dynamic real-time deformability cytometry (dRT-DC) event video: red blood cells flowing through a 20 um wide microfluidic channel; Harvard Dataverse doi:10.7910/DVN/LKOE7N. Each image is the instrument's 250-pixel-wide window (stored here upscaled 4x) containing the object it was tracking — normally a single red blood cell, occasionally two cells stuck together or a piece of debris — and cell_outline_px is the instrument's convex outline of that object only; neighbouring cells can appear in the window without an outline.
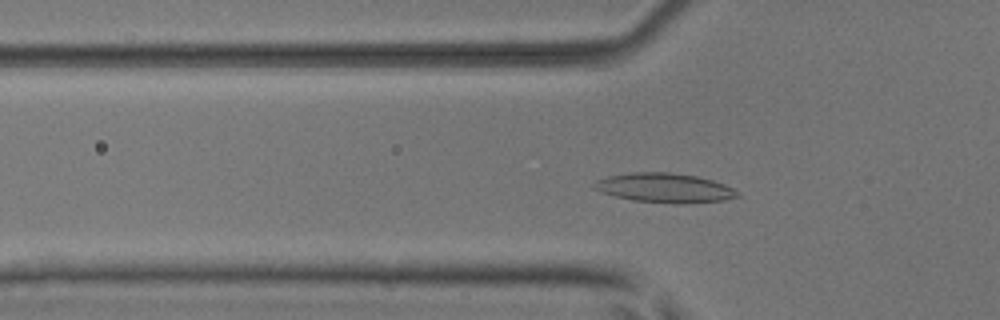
{"species": "common noctule bat (a hibernating species)", "species_latin": "Nyctalus noctula", "temperature_condition": "room temperature", "stored_images_in_passage": 40, "camera_frame_rate_fps": 3000, "um_per_image_px": 0.085, "animal": {"sex": "male", "body_mass_g": 17.9, "forearm_length_mm": 54.2}, "frame": {"image": 1, "passage_image": 15, "time_ms": 4.667, "image_size_px": [1000, 320], "cell_outline_px": [[740, 196], [724, 200], [684, 204], [680, 204], [632, 200], [600, 192], [592, 188], [592, 184], [596, 180], [608, 176], [632, 172], [668, 172], [696, 176], [712, 180], [724, 184], [740, 192]], "centroid_in_image_um": [56.48, 15.97], "position_along_channel_um": 69.3, "area_um2": 24.62}}
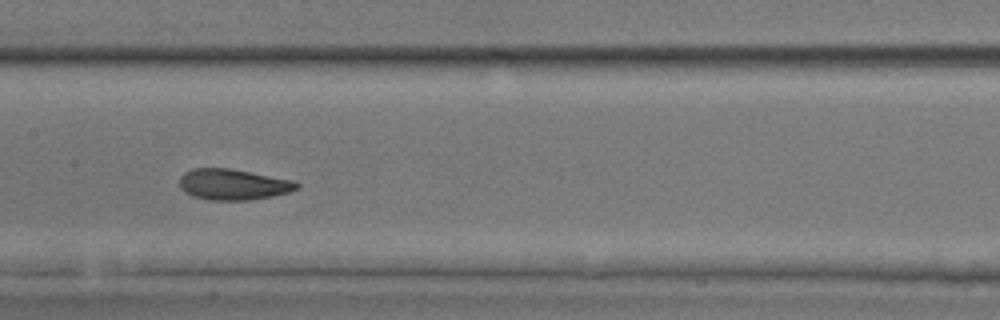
{"frame": {"image": 2, "passage_image": 24, "time_ms": 7.667, "image_size_px": [1000, 320], "cell_outline_px": [[300, 184], [296, 188], [288, 192], [272, 196], [248, 200], [208, 200], [192, 196], [184, 192], [180, 188], [180, 176], [184, 172], [192, 168], [232, 168], [296, 180]], "centroid_in_image_um": [19.81, 15.66], "position_along_channel_um": 187.6, "area_um2": 21.39}}
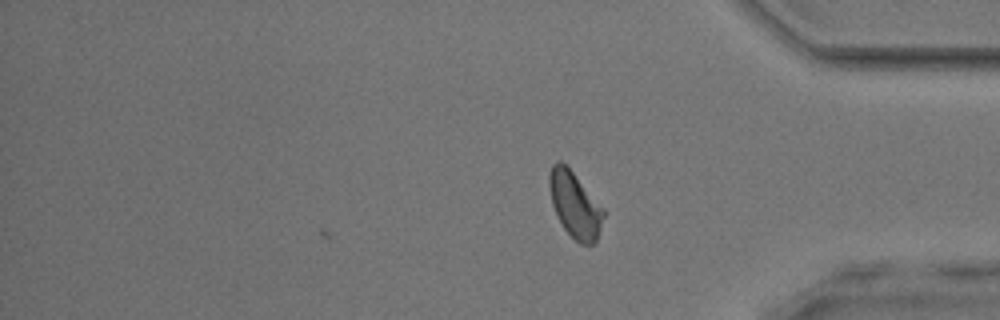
{"frame": {"image": 3, "passage_image": 40, "time_ms": 13.0, "image_size_px": [1000, 320], "cell_outline_px": [[604, 216], [596, 240], [592, 244], [580, 244], [564, 228], [556, 216], [552, 204], [548, 184], [548, 176], [552, 164], [556, 160], [560, 160], [572, 172], [604, 208]], "centroid_in_image_um": [48.84, 17.39], "position_along_channel_um": 386.4, "area_um2": 20.58}, "authors_computed_cell_mechanics": {"area_um2": 21.4727, "velocity_mm_per_s": 3.9659, "shape_relaxation_time_tau1_ms": 2.9225, "shape_relaxation_time_tau2_ms": 1.7215, "deformation_change_tau1": 0.1281, "deformation_change_tau2": 0.0731}}